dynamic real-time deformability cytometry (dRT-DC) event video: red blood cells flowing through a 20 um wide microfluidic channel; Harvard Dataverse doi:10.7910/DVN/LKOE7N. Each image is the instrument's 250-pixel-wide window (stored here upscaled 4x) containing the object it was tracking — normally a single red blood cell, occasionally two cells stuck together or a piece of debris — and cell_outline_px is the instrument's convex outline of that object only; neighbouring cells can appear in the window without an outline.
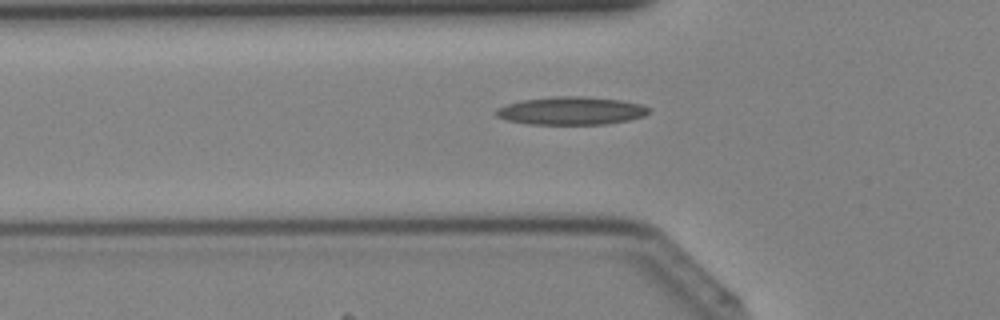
{"species": "Egyptian fruit bat (a non-hibernating species)", "species_latin": "Rousettus aegyptiacus", "temperature_condition": "cold", "stored_images_in_passage": 36, "camera_frame_rate_fps": 3000, "um_per_image_px": 0.085, "animal": {"sex": "female"}, "frame": {"image": 1, "passage_image": 9, "time_ms": 2.667, "image_size_px": [1000, 320], "cell_outline_px": [[652, 112], [644, 116], [628, 120], [608, 124], [528, 124], [504, 120], [496, 116], [496, 108], [520, 100], [556, 96], [584, 96], [620, 100], [640, 104], [652, 108]], "centroid_in_image_um": [48.56, 9.42], "position_along_channel_um": 77.2, "area_um2": 25.14}}
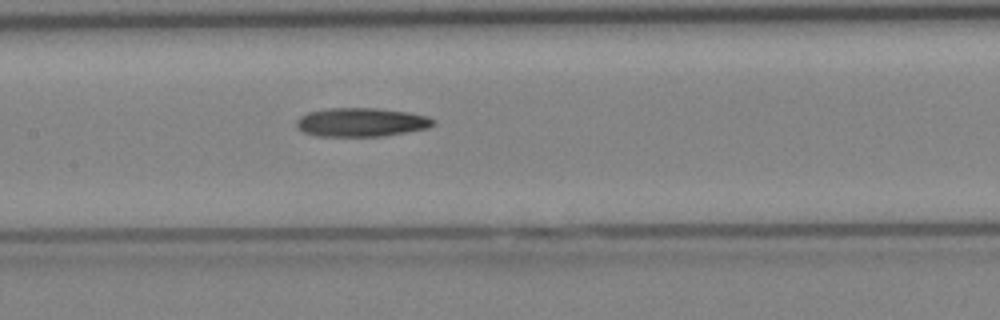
{"frame": {"image": 2, "passage_image": 15, "time_ms": 4.667, "image_size_px": [1000, 320], "cell_outline_px": [[436, 124], [428, 128], [384, 136], [316, 136], [304, 132], [296, 124], [296, 120], [300, 116], [308, 112], [328, 108], [376, 108], [408, 112], [428, 116], [436, 120]], "centroid_in_image_um": [30.74, 10.39], "position_along_channel_um": 176.7, "area_um2": 23.0}}
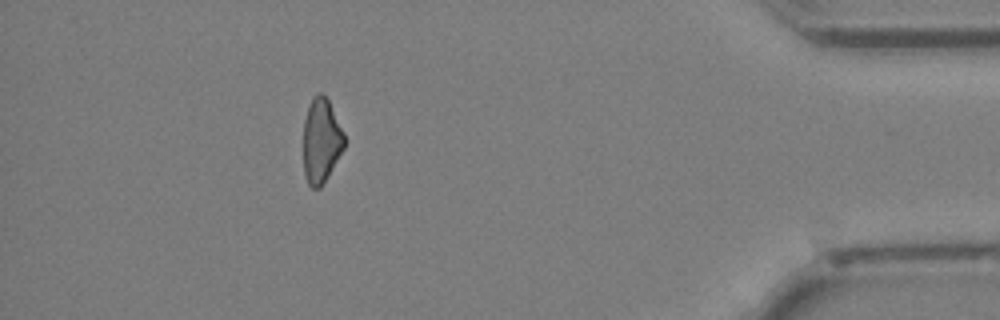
{"frame": {"image": 3, "passage_image": 32, "time_ms": 10.333, "image_size_px": [1000, 320], "cell_outline_px": [[344, 148], [328, 176], [320, 188], [312, 188], [308, 184], [304, 172], [304, 120], [312, 96], [316, 92], [320, 92], [328, 100], [344, 132]], "centroid_in_image_um": [27.3, 11.95], "position_along_channel_um": 407.9, "area_um2": 20.06}}